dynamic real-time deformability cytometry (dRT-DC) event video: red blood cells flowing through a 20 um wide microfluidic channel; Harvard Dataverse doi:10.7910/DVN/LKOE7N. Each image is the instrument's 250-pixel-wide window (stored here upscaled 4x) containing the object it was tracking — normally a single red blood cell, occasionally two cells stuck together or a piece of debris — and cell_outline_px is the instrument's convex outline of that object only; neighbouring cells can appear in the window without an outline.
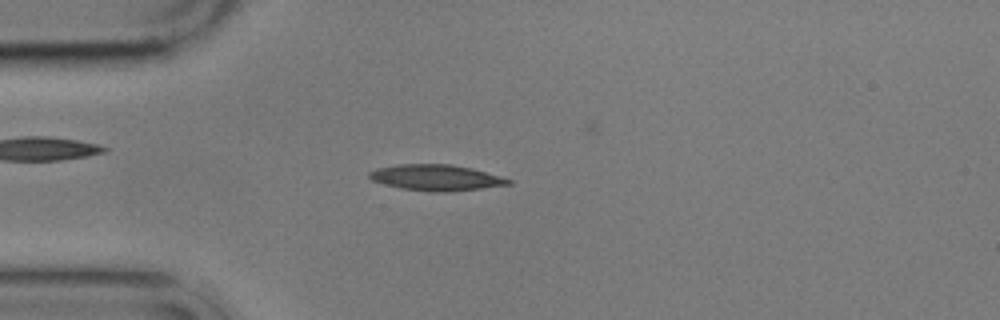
{"species": "common noctule bat (a hibernating species)", "species_latin": "Nyctalus noctula", "temperature_condition": "cold", "stored_images_in_passage": 4, "camera_frame_rate_fps": 3000, "um_per_image_px": 0.085, "animal": {"sex": "male", "body_mass_g": 17.9}, "frame": {"image": 1, "passage_image": 4, "time_ms": 4.333, "image_size_px": [1000, 320], "cell_outline_px": [[512, 184], [480, 188], [444, 192], [432, 192], [400, 188], [384, 184], [372, 180], [368, 176], [368, 172], [376, 168], [400, 164], [452, 164], [472, 168], [500, 176], [512, 180]], "centroid_in_image_um": [37.05, 15.09], "position_along_channel_um": 48.0, "area_um2": 20.98}}